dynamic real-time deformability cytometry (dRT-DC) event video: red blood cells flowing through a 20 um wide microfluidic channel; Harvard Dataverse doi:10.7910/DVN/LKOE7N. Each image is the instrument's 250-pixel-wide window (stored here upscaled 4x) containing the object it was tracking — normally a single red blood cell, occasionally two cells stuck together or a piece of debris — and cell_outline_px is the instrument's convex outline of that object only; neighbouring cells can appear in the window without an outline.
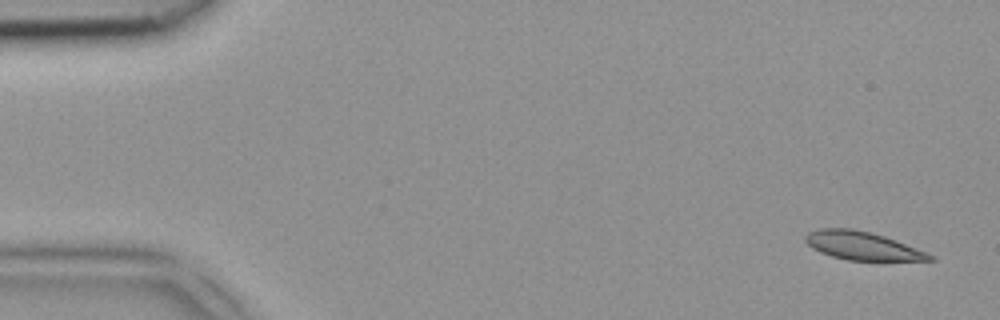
{"species": "common noctule bat (a hibernating species)", "species_latin": "Nyctalus noctula", "temperature_condition": "room temperature", "stored_images_in_passage": 3, "camera_frame_rate_fps": 3000, "um_per_image_px": 0.085, "animal": {"sex": "female", "body_mass_g": 18.4}, "frame": {"image": 1, "passage_image": 1, "time_ms": 0.0, "image_size_px": [1000, 320], "cell_outline_px": [[936, 260], [848, 260], [832, 256], [820, 252], [812, 248], [804, 240], [804, 236], [808, 232], [820, 228], [852, 228], [884, 236], [896, 240], [928, 252], [936, 256]], "centroid_in_image_um": [73.3, 20.89], "position_along_channel_um": 11.7, "area_um2": 20.46}}
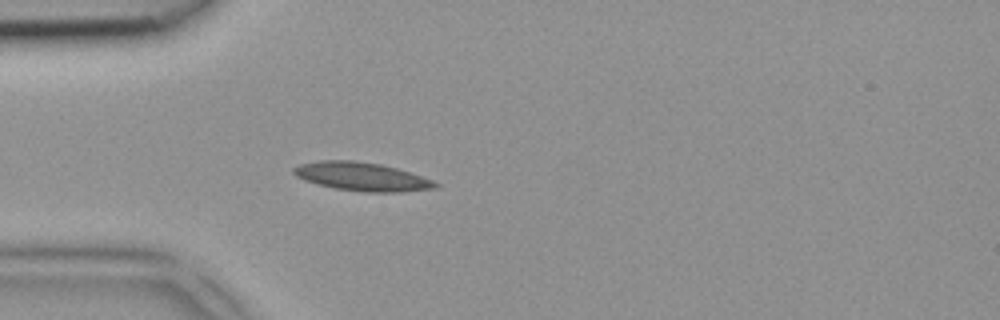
{"frame": {"image": 2, "passage_image": 3, "time_ms": 0.667, "image_size_px": [1000, 320], "cell_outline_px": [[440, 184], [436, 188], [400, 192], [364, 192], [336, 188], [304, 180], [296, 176], [292, 172], [292, 168], [300, 164], [320, 160], [352, 160], [380, 164], [396, 168], [432, 180]], "centroid_in_image_um": [30.73, 15.01], "position_along_channel_um": 54.3, "area_um2": 23.29}}